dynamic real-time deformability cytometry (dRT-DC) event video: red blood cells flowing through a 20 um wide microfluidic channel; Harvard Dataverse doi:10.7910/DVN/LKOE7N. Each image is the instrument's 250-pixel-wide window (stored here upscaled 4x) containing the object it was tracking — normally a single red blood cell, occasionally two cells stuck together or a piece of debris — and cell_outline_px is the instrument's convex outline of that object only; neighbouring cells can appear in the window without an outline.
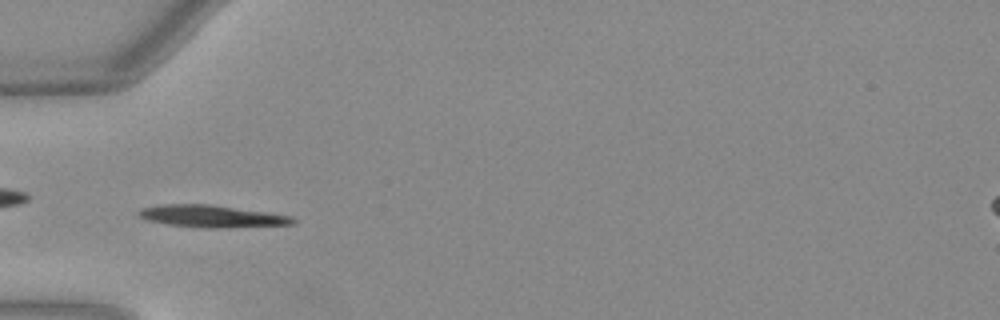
{"species": "Egyptian fruit bat (a non-hibernating species)", "species_latin": "Rousettus aegyptiacus", "temperature_condition": "warm", "stored_images_in_passage": 50, "camera_frame_rate_fps": 3000, "um_per_image_px": 0.085, "animal": {"sex": "female"}, "frame": {"image": 1, "passage_image": 16, "time_ms": 5.0, "image_size_px": [1000, 320], "cell_outline_px": [[296, 220], [292, 224], [220, 228], [200, 228], [168, 224], [148, 220], [140, 216], [136, 212], [140, 208], [164, 204], [212, 204], [268, 212], [292, 216]], "centroid_in_image_um": [17.99, 18.37], "position_along_channel_um": 67.0, "area_um2": 19.94}}
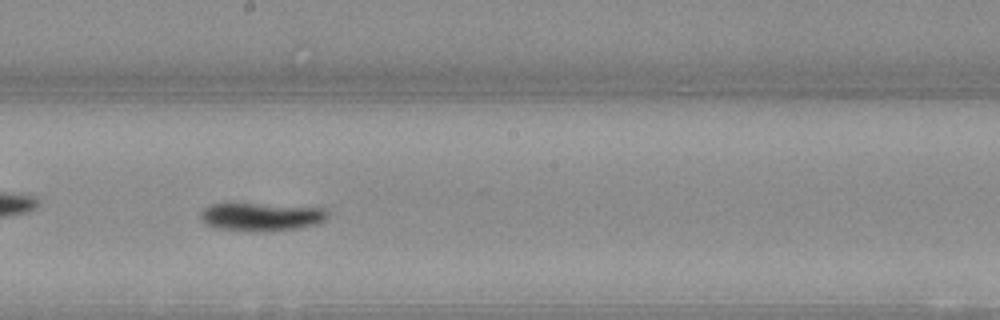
{"frame": {"image": 2, "passage_image": 28, "time_ms": 9.0, "image_size_px": [1000, 320], "cell_outline_px": [[328, 216], [324, 220], [300, 228], [256, 232], [244, 232], [212, 228], [204, 224], [200, 220], [200, 212], [208, 204], [256, 204], [328, 208]], "centroid_in_image_um": [22.12, 18.45], "position_along_channel_um": 226.1, "area_um2": 21.1}}
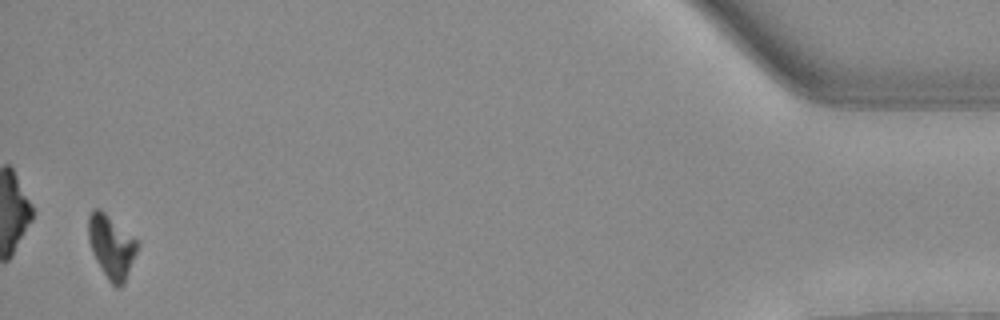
{"frame": {"image": 3, "passage_image": 49, "time_ms": 16.0, "image_size_px": [1000, 320], "cell_outline_px": [[140, 244], [124, 284], [120, 288], [116, 288], [108, 280], [96, 260], [92, 252], [88, 240], [88, 216], [96, 208], [100, 208], [136, 240]], "centroid_in_image_um": [9.47, 20.99], "position_along_channel_um": 425.7, "area_um2": 17.92}, "authors_computed_cell_mechanics": {"area_um2": 18.7272, "velocity_mm_per_s": 4.0224, "shape_relaxation_time_tau1_ms": 2.6986, "shape_relaxation_time_tau2_ms": null, "deformation_change_tau1": 0.1865, "deformation_change_tau2": null}}